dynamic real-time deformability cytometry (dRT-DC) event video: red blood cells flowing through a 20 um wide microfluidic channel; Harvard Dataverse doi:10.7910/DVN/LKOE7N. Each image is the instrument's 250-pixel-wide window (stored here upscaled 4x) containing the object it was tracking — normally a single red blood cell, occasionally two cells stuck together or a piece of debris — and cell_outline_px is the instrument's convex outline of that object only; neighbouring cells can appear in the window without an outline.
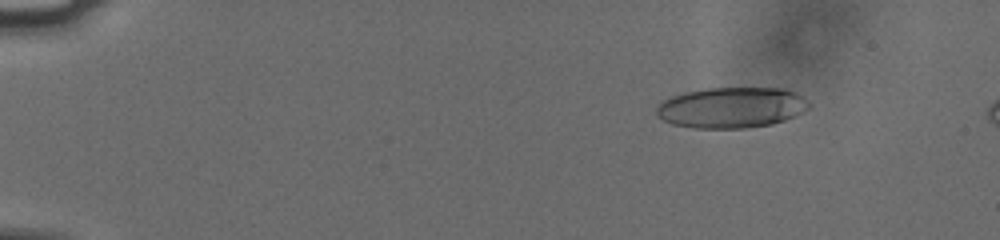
{"species": "human", "species_latin": "Homo sapiens", "temperature_condition": "cold", "stored_images_in_passage": 54, "camera_frame_rate_fps": 3000, "um_per_image_px": 0.085, "donor": {"sex": "male"}, "frame": {"image": 1, "passage_image": 7, "time_ms": 2.0, "image_size_px": [1000, 240], "cell_outline_px": [[812, 104], [804, 112], [784, 120], [772, 124], [744, 128], [692, 128], [672, 124], [656, 116], [656, 104], [672, 96], [684, 92], [708, 88], [784, 88], [796, 92], [804, 96]], "centroid_in_image_um": [62.19, 9.14], "position_along_channel_um": 22.8, "area_um2": 36.59}}
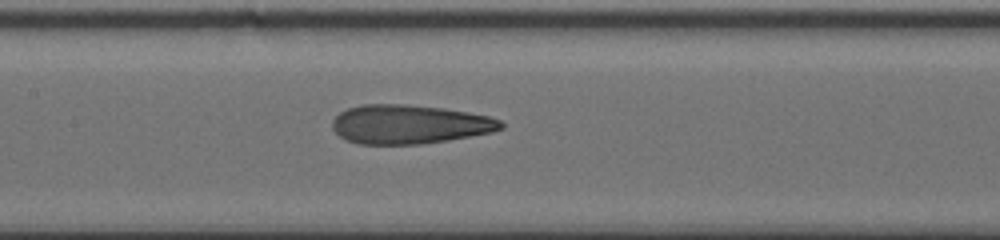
{"frame": {"image": 2, "passage_image": 27, "time_ms": 8.667, "image_size_px": [1000, 240], "cell_outline_px": [[504, 128], [492, 132], [448, 140], [420, 144], [360, 144], [344, 140], [332, 128], [332, 120], [340, 112], [348, 108], [364, 104], [408, 104], [444, 108], [468, 112], [488, 116], [500, 120], [504, 124]], "centroid_in_image_um": [34.79, 10.56], "position_along_channel_um": 172.6, "area_um2": 38.44}}
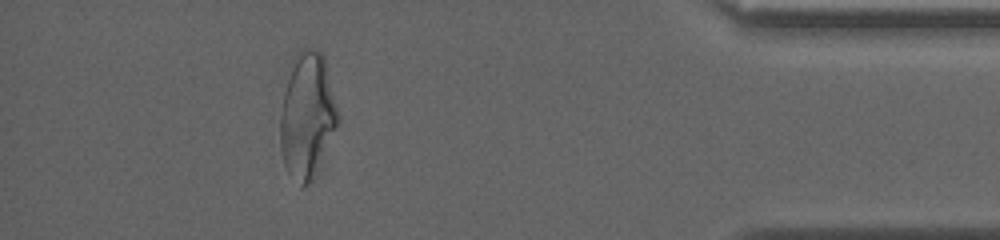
{"frame": {"image": 3, "passage_image": 49, "time_ms": 16.0, "image_size_px": [1000, 240], "cell_outline_px": [[340, 124], [312, 180], [308, 184], [300, 188], [284, 164], [280, 148], [280, 112], [284, 92], [292, 56], [300, 48], [316, 48], [324, 52], [340, 116]], "centroid_in_image_um": [26.14, 9.76], "position_along_channel_um": 409.1, "area_um2": 43.23}, "authors_computed_cell_mechanics": {"area_um2": 37.859, "velocity_mm_per_s": 3.7976, "shape_relaxation_time_tau1_ms": null, "shape_relaxation_time_tau2_ms": 1.8092, "deformation_change_tau1": null, "deformation_change_tau2": 0.1124}}